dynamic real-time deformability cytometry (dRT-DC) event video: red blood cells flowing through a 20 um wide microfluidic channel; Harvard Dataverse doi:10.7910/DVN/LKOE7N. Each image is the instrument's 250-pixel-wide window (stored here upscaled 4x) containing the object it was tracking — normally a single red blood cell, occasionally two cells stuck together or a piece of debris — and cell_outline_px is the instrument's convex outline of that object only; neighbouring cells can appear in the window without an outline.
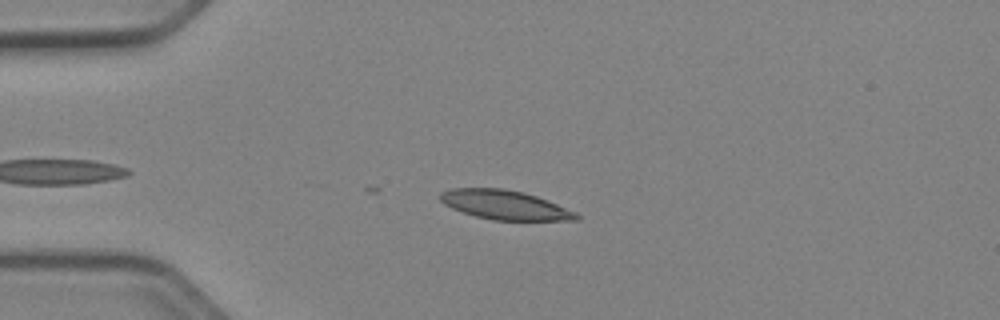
{"species": "Egyptian fruit bat (a non-hibernating species)", "species_latin": "Rousettus aegyptiacus", "temperature_condition": "cold", "stored_images_in_passage": 17, "camera_frame_rate_fps": 3000, "um_per_image_px": 0.085, "animal": {"sex": "female"}, "frame": {"image": 1, "passage_image": 9, "time_ms": 2.667, "image_size_px": [1000, 320], "cell_outline_px": [[580, 220], [492, 220], [476, 216], [452, 208], [444, 204], [440, 200], [440, 192], [448, 188], [504, 188], [524, 192], [548, 200], [576, 212], [580, 216]], "centroid_in_image_um": [42.91, 17.41], "position_along_channel_um": 42.1, "area_um2": 23.24}}
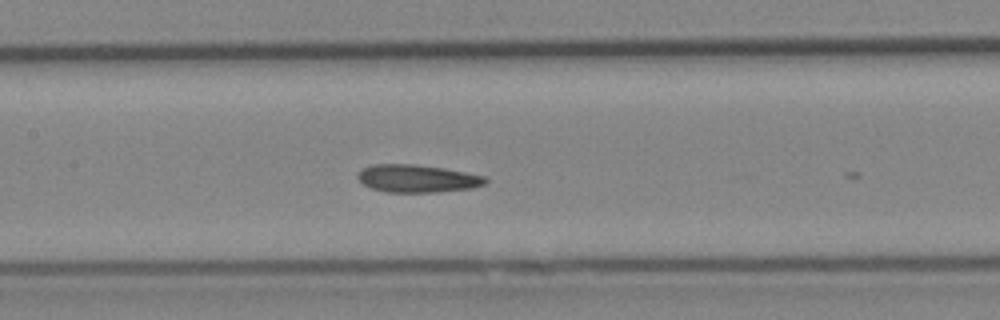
{"frame": {"image": 2, "passage_image": 16, "time_ms": 5.0, "image_size_px": [1000, 320], "cell_outline_px": [[488, 180], [484, 184], [472, 188], [436, 192], [384, 192], [372, 188], [364, 184], [356, 176], [364, 168], [372, 164], [416, 164], [444, 168], [484, 176]], "centroid_in_image_um": [35.46, 15.17], "position_along_channel_um": 171.9, "area_um2": 20.46}}